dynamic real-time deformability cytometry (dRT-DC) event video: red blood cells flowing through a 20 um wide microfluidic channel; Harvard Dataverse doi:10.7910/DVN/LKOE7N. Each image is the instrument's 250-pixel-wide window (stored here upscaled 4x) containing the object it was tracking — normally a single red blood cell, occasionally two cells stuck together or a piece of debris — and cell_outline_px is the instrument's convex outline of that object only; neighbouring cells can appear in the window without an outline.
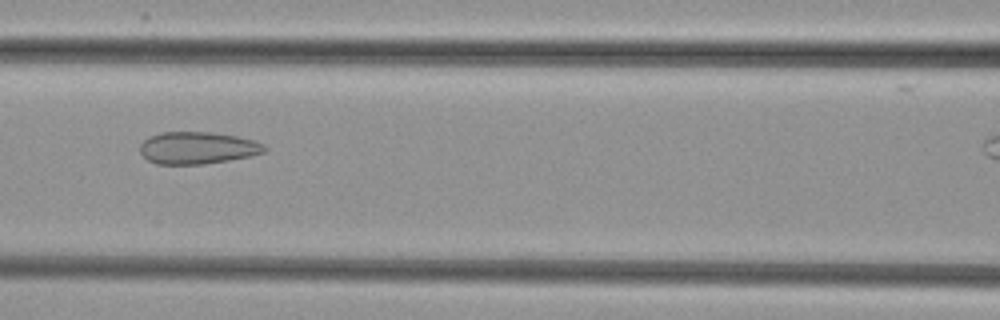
{"species": "common noctule bat (a hibernating species)", "species_latin": "Nyctalus noctula", "temperature_condition": "cold", "stored_images_in_passage": 39, "camera_frame_rate_fps": 3000, "um_per_image_px": 0.085, "animal": {"sex": "female", "body_mass_g": 29.2, "forearm_length_mm": 56.3}, "frame": {"image": 1, "passage_image": 19, "time_ms": 6.0, "image_size_px": [1000, 320], "cell_outline_px": [[268, 148], [264, 152], [248, 156], [228, 160], [204, 164], [156, 164], [148, 160], [140, 152], [140, 144], [148, 136], [160, 132], [212, 132], [236, 136], [252, 140], [264, 144]], "centroid_in_image_um": [16.76, 12.56], "position_along_channel_um": 149.8, "area_um2": 23.29}}
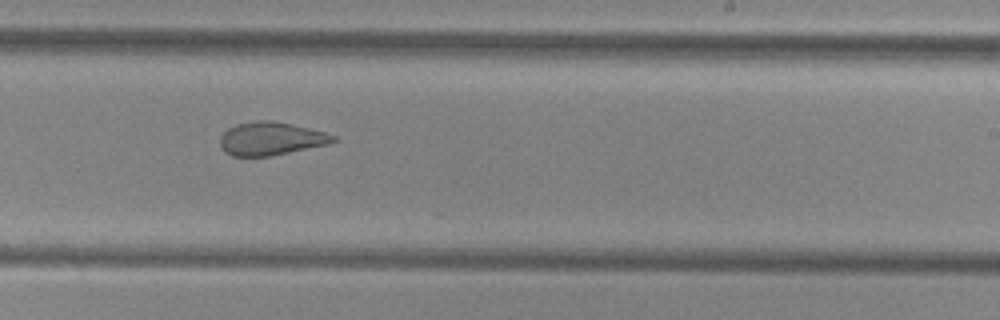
{"frame": {"image": 2, "passage_image": 28, "time_ms": 9.0, "image_size_px": [1000, 320], "cell_outline_px": [[336, 140], [328, 144], [272, 156], [232, 156], [224, 152], [220, 144], [220, 136], [228, 128], [236, 124], [256, 120], [272, 120], [292, 124], [324, 132], [336, 136]], "centroid_in_image_um": [23.0, 11.78], "position_along_channel_um": 266.0, "area_um2": 21.91}}
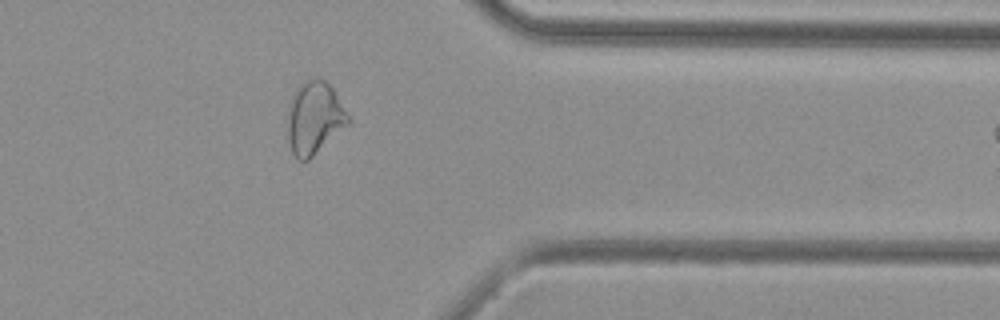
{"frame": {"image": 3, "passage_image": 38, "time_ms": 12.333, "image_size_px": [1000, 320], "cell_outline_px": [[348, 124], [308, 160], [300, 160], [292, 152], [288, 140], [288, 112], [292, 96], [296, 88], [304, 80], [312, 76], [316, 76], [324, 80], [332, 88], [348, 116]], "centroid_in_image_um": [26.69, 9.98], "position_along_channel_um": 384.7, "area_um2": 25.14}}